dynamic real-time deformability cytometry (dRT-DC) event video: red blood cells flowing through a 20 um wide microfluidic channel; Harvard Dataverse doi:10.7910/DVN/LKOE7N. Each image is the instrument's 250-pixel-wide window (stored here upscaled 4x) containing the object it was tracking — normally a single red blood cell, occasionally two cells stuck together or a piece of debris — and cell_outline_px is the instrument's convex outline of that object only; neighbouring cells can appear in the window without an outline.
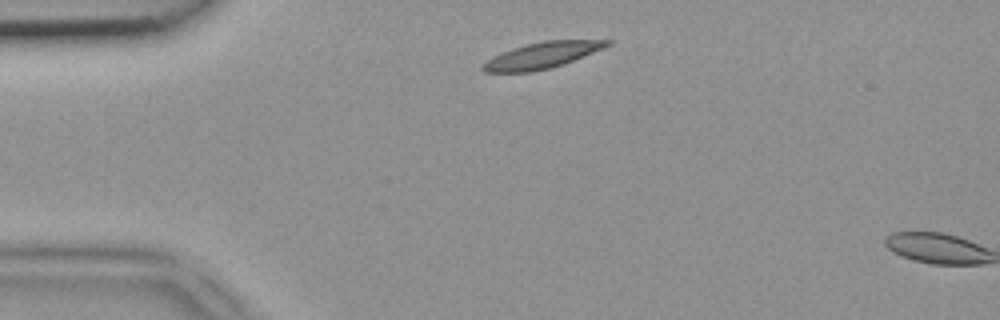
{"species": "common noctule bat (a hibernating species)", "species_latin": "Nyctalus noctula", "temperature_condition": "room temperature", "stored_images_in_passage": 2, "camera_frame_rate_fps": 3000, "um_per_image_px": 0.085, "animal": {"sex": "female", "body_mass_g": 18.4}, "frame": {"image": 1, "passage_image": 1, "time_ms": 0.0, "image_size_px": [1000, 320], "cell_outline_px": [[612, 44], [604, 48], [564, 64], [552, 68], [532, 72], [484, 72], [480, 68], [480, 64], [492, 56], [512, 48], [524, 44], [544, 40], [612, 40]], "centroid_in_image_um": [46.04, 4.71], "position_along_channel_um": 39.0, "area_um2": 19.25}}